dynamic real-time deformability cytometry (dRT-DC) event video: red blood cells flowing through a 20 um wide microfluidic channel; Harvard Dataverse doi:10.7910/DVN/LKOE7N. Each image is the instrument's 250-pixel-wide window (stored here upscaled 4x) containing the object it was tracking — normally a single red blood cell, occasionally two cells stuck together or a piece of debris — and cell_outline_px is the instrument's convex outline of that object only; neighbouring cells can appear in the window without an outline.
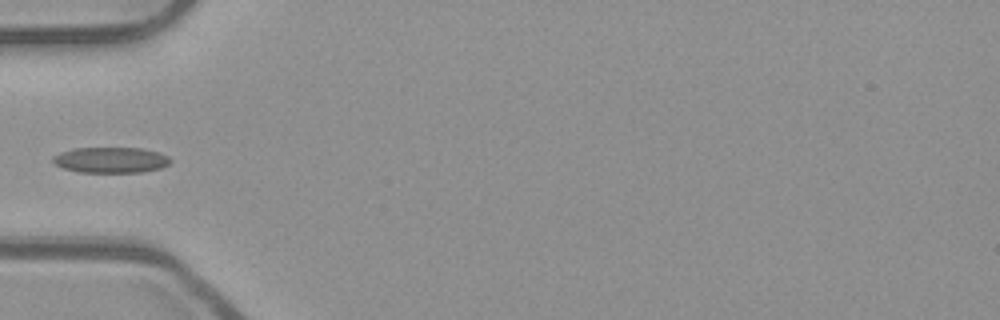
{"species": "common noctule bat (a hibernating species)", "species_latin": "Nyctalus noctula", "temperature_condition": "room temperature", "stored_images_in_passage": 36, "camera_frame_rate_fps": 3000, "um_per_image_px": 0.085, "animal": {"sex": "male", "body_mass_g": 23.1, "forearm_length_mm": 52.7}, "frame": {"image": 1, "passage_image": 1, "time_ms": 0.0, "image_size_px": [1000, 320], "cell_outline_px": [[172, 160], [168, 164], [160, 168], [140, 172], [80, 172], [64, 168], [56, 164], [52, 160], [52, 156], [60, 152], [76, 148], [144, 148], [160, 152], [168, 156]], "centroid_in_image_um": [9.44, 13.59], "position_along_channel_um": 75.6, "area_um2": 17.57}}
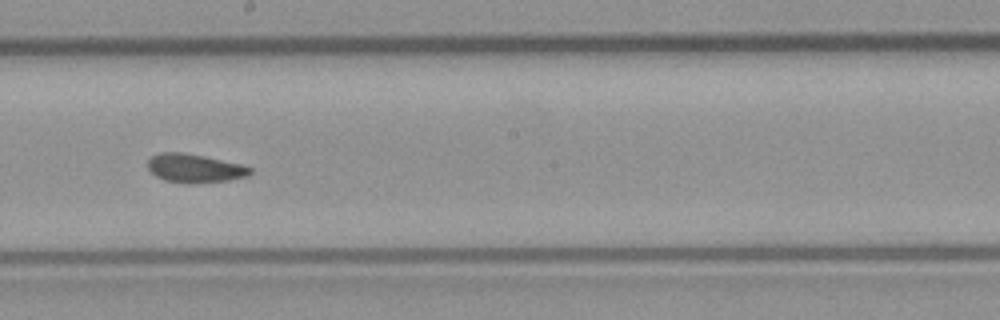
{"frame": {"image": 2, "passage_image": 13, "time_ms": 4.0, "image_size_px": [1000, 320], "cell_outline_px": [[252, 172], [248, 176], [228, 180], [188, 184], [164, 180], [156, 176], [148, 168], [148, 160], [152, 156], [160, 152], [180, 152], [204, 156], [240, 164], [252, 168]], "centroid_in_image_um": [16.54, 14.31], "position_along_channel_um": 231.7, "area_um2": 16.99}}
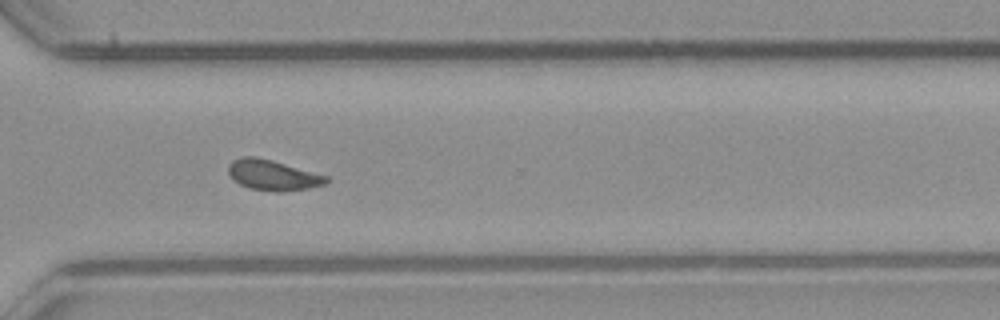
{"frame": {"image": 3, "passage_image": 22, "time_ms": 7.0, "image_size_px": [1000, 320], "cell_outline_px": [[328, 184], [308, 188], [280, 192], [276, 192], [248, 188], [232, 180], [228, 172], [228, 164], [232, 160], [244, 156], [256, 156], [272, 160], [328, 176]], "centroid_in_image_um": [23.17, 14.89], "position_along_channel_um": 347.4, "area_um2": 17.51}}